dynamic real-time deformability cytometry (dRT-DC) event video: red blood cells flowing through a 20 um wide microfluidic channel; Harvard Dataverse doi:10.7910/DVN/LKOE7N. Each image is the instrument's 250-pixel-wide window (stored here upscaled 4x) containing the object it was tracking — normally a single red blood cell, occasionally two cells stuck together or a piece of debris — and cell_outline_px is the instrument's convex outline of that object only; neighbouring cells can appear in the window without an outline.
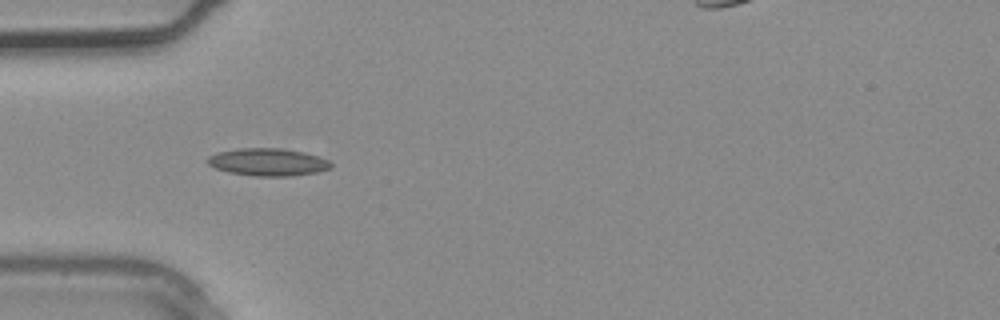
{"species": "common noctule bat (a hibernating species)", "species_latin": "Nyctalus noctula", "temperature_condition": "warm", "stored_images_in_passage": 3, "camera_frame_rate_fps": 3000, "um_per_image_px": 0.085, "animal": {"sex": "male", "body_mass_g": 20.4}, "frame": {"image": 1, "passage_image": 1, "time_ms": 0.0, "image_size_px": [1000, 320], "cell_outline_px": [[332, 168], [316, 172], [292, 176], [256, 176], [228, 172], [216, 168], [208, 164], [208, 156], [216, 152], [240, 148], [280, 148], [304, 152], [328, 160], [332, 164]], "centroid_in_image_um": [22.77, 13.77], "position_along_channel_um": 62.2, "area_um2": 19.71}}